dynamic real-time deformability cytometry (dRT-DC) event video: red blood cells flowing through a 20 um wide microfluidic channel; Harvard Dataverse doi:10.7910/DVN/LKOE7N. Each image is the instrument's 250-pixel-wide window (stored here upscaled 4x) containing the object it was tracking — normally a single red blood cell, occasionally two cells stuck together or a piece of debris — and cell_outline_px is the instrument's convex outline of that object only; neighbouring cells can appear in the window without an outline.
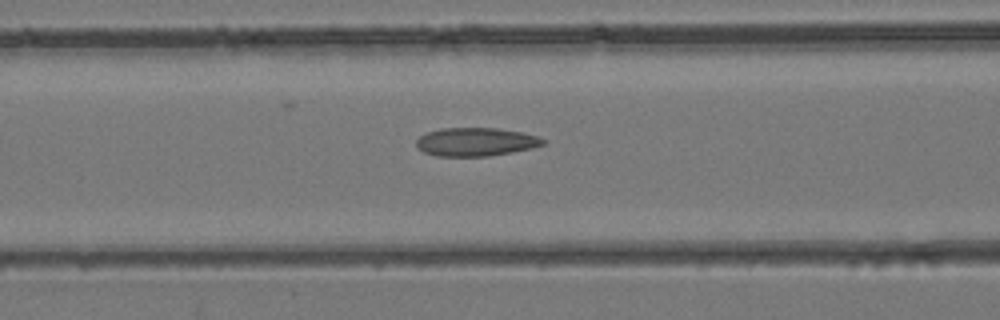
{"species": "common noctule bat (a hibernating species)", "species_latin": "Nyctalus noctula", "temperature_condition": "room temperature", "stored_images_in_passage": 44, "camera_frame_rate_fps": 3000, "um_per_image_px": 0.085, "animal": {"sex": "female", "body_mass_g": 24.6, "forearm_length_mm": 56.2}, "frame": {"image": 1, "passage_image": 18, "time_ms": 5.667, "image_size_px": [1000, 320], "cell_outline_px": [[548, 140], [544, 144], [532, 148], [512, 152], [488, 156], [436, 156], [424, 152], [416, 148], [416, 140], [420, 136], [428, 132], [440, 128], [496, 128], [520, 132], [536, 136]], "centroid_in_image_um": [40.42, 12.06], "position_along_channel_um": 126.2, "area_um2": 20.98}}
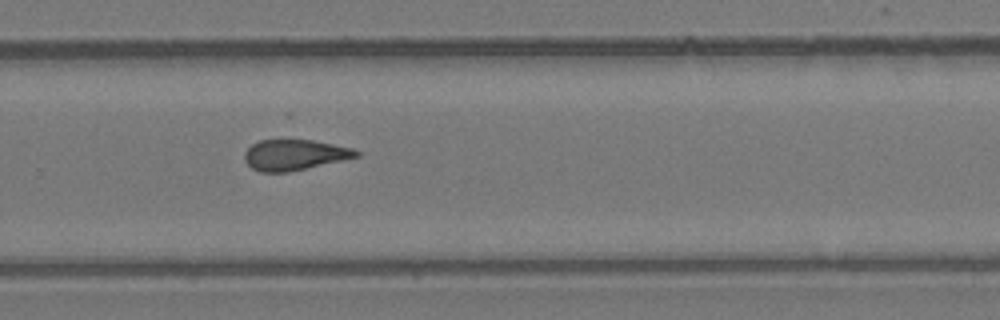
{"frame": {"image": 2, "passage_image": 29, "time_ms": 9.333, "image_size_px": [1000, 320], "cell_outline_px": [[360, 156], [288, 172], [260, 172], [252, 168], [244, 160], [244, 152], [252, 144], [260, 140], [312, 140], [352, 148], [360, 152]], "centroid_in_image_um": [25.01, 13.16], "position_along_channel_um": 304.8, "area_um2": 19.77}}
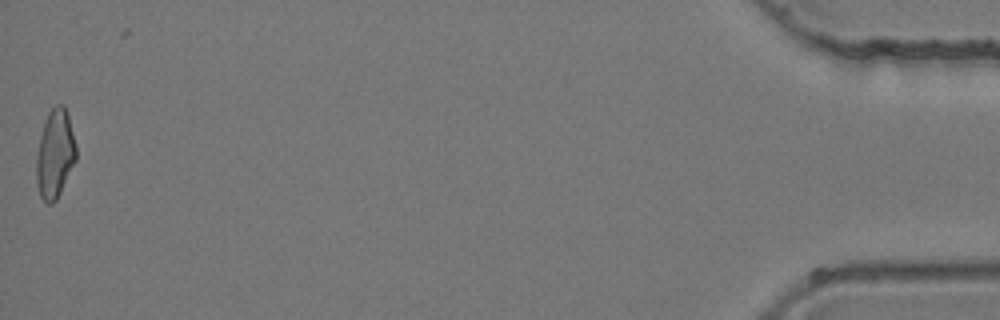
{"frame": {"image": 3, "passage_image": 43, "time_ms": 14.0, "image_size_px": [1000, 320], "cell_outline_px": [[76, 160], [56, 200], [52, 204], [48, 204], [40, 196], [36, 184], [36, 156], [40, 136], [48, 112], [56, 104], [64, 104], [68, 116], [76, 144]], "centroid_in_image_um": [4.67, 13.09], "position_along_channel_um": 430.5, "area_um2": 20.46}}